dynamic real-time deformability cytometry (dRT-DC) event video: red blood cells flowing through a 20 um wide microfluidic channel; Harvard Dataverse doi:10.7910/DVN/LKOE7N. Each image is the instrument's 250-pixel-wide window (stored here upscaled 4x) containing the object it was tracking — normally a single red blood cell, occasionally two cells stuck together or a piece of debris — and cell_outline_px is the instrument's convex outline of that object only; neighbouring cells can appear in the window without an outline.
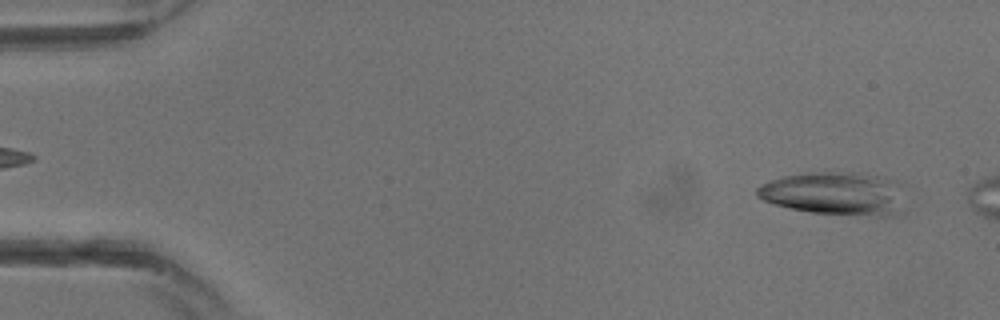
{"species": "common noctule bat (a hibernating species)", "species_latin": "Nyctalus noctula", "temperature_condition": "warm", "stored_images_in_passage": 8, "camera_frame_rate_fps": 3000, "um_per_image_px": 0.085, "animal": {"sex": "male", "body_mass_g": 13.3}, "frame": {"image": 1, "passage_image": 2, "time_ms": 0.333, "image_size_px": [1000, 320], "cell_outline_px": [[904, 216], [876, 216], [808, 212], [788, 208], [764, 200], [756, 196], [756, 188], [760, 184], [768, 180], [784, 176], [832, 168], [860, 172], [884, 176], [900, 180], [904, 212]], "centroid_in_image_um": [71.05, 16.41], "position_along_channel_um": 14.0, "area_um2": 39.07}}